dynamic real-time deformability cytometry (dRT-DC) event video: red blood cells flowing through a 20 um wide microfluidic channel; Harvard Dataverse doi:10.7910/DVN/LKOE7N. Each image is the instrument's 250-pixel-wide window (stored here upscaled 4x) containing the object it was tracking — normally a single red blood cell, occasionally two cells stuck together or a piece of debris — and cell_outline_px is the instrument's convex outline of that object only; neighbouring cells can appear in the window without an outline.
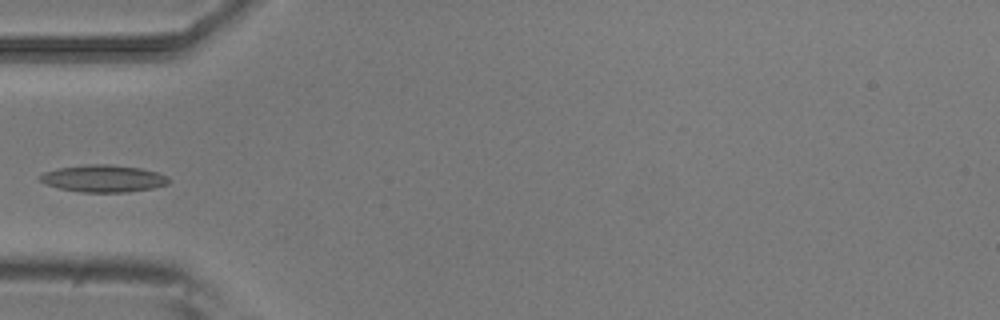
{"species": "common noctule bat (a hibernating species)", "species_latin": "Nyctalus noctula", "temperature_condition": "room temperature", "stored_images_in_passage": 5, "camera_frame_rate_fps": 3000, "um_per_image_px": 0.085, "animal": {"sex": "male", "body_mass_g": 20.5, "forearm_length_mm": 52.5}, "frame": {"image": 1, "passage_image": 4, "time_ms": 1.0, "image_size_px": [1000, 320], "cell_outline_px": [[172, 180], [168, 184], [152, 188], [128, 192], [80, 192], [60, 188], [48, 184], [40, 180], [40, 176], [44, 172], [60, 168], [88, 164], [108, 164], [140, 168], [156, 172], [168, 176]], "centroid_in_image_um": [8.85, 15.17], "position_along_channel_um": 76.2, "area_um2": 20.17}}
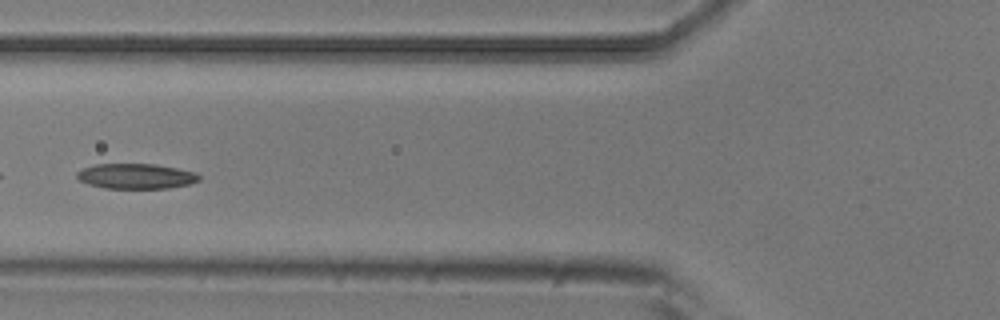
{"frame": {"image": 2, "passage_image": 5, "time_ms": 1.333, "image_size_px": [1000, 320], "cell_outline_px": [[200, 180], [188, 184], [168, 188], [104, 188], [88, 184], [80, 180], [76, 176], [76, 172], [84, 168], [96, 164], [156, 164], [196, 172], [200, 176]], "centroid_in_image_um": [11.56, 14.97], "position_along_channel_um": 114.2, "area_um2": 17.86}}